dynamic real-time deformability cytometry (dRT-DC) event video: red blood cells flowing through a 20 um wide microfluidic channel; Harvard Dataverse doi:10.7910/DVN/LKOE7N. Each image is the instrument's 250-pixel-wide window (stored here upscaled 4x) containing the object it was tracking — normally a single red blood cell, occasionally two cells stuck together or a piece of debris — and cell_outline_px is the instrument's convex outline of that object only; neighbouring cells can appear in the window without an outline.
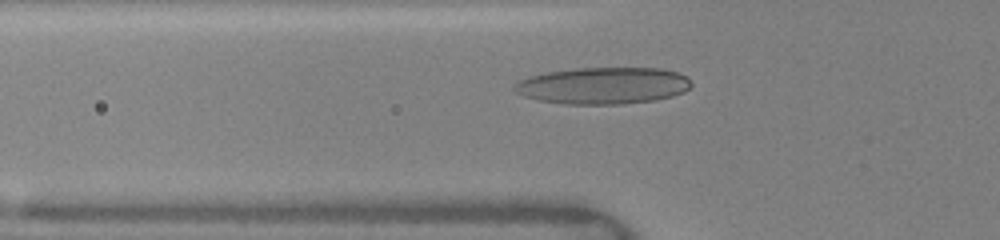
{"species": "human", "species_latin": "Homo sapiens", "temperature_condition": "warm", "stored_images_in_passage": 83, "camera_frame_rate_fps": 3000, "um_per_image_px": 0.085, "donor": {"sex": "female"}, "frame": {"image": 1, "passage_image": 29, "time_ms": 4.667, "image_size_px": [1000, 240], "cell_outline_px": [[692, 84], [684, 92], [672, 96], [656, 100], [624, 104], [564, 104], [540, 100], [524, 96], [516, 92], [512, 88], [520, 80], [528, 76], [548, 72], [576, 68], [660, 68], [680, 72], [688, 76]], "centroid_in_image_um": [51.31, 7.27], "position_along_channel_um": 74.5, "area_um2": 38.09}}
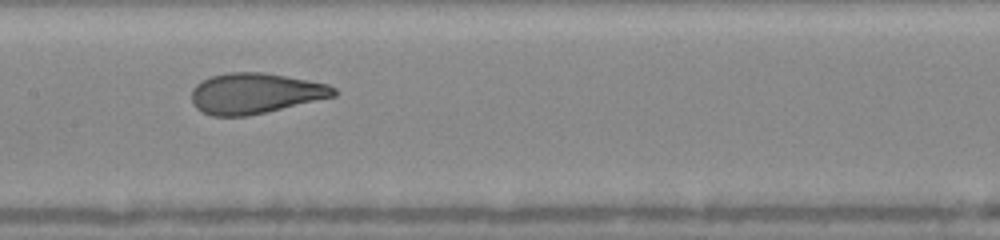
{"frame": {"image": 2, "passage_image": 36, "time_ms": 7.333, "image_size_px": [1000, 240], "cell_outline_px": [[336, 96], [248, 116], [212, 116], [196, 108], [192, 104], [192, 88], [200, 80], [212, 76], [228, 72], [264, 72], [308, 80], [328, 84], [336, 88]], "centroid_in_image_um": [21.67, 7.93], "position_along_channel_um": 185.7, "area_um2": 33.7}}
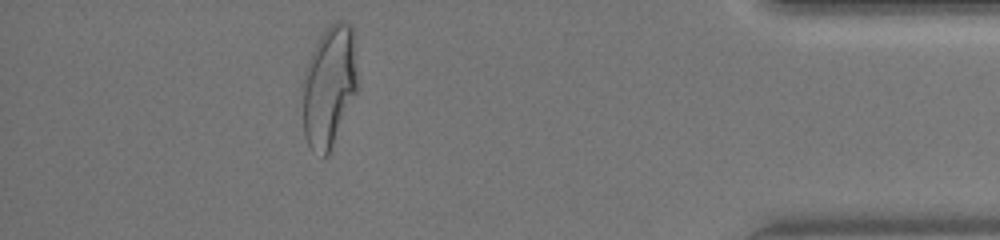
{"frame": {"image": 3, "passage_image": 76, "time_ms": 13.667, "image_size_px": [1000, 240], "cell_outline_px": [[360, 88], [328, 156], [324, 156], [312, 148], [308, 144], [304, 132], [300, 88], [300, 84], [308, 60], [320, 36], [336, 20], [340, 20], [348, 24], [352, 28]], "centroid_in_image_um": [27.98, 7.36], "position_along_channel_um": 407.2, "area_um2": 39.77}, "authors_computed_cell_mechanics": {"area_um2": 33.524, "velocity_mm_per_s": 4.1296, "shape_relaxation_time_tau1_ms": 3.788, "shape_relaxation_time_tau2_ms": 0.6322, "deformation_change_tau1": 0.1818, "deformation_change_tau2": 0.0756}}